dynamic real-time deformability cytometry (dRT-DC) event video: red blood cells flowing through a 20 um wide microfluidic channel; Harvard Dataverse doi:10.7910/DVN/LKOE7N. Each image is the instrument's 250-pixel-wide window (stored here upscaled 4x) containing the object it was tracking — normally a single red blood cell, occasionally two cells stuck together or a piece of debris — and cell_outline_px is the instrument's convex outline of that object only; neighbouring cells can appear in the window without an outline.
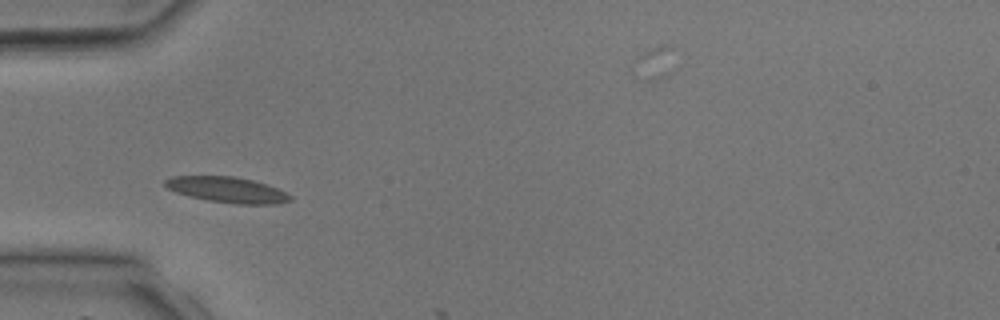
{"species": "common noctule bat (a hibernating species)", "species_latin": "Nyctalus noctula", "temperature_condition": "room temperature", "stored_images_in_passage": 3, "camera_frame_rate_fps": 3000, "um_per_image_px": 0.085, "animal": {"sex": "male", "body_mass_g": 17.9, "forearm_length_mm": 54.2}, "frame": {"image": 1, "passage_image": 3, "time_ms": 4.0, "image_size_px": [1000, 320], "cell_outline_px": [[292, 200], [280, 204], [236, 204], [208, 200], [188, 196], [176, 192], [168, 188], [164, 184], [164, 180], [172, 176], [232, 176], [252, 180], [276, 188], [292, 196]], "centroid_in_image_um": [19.3, 16.13], "position_along_channel_um": 65.7, "area_um2": 18.61}}